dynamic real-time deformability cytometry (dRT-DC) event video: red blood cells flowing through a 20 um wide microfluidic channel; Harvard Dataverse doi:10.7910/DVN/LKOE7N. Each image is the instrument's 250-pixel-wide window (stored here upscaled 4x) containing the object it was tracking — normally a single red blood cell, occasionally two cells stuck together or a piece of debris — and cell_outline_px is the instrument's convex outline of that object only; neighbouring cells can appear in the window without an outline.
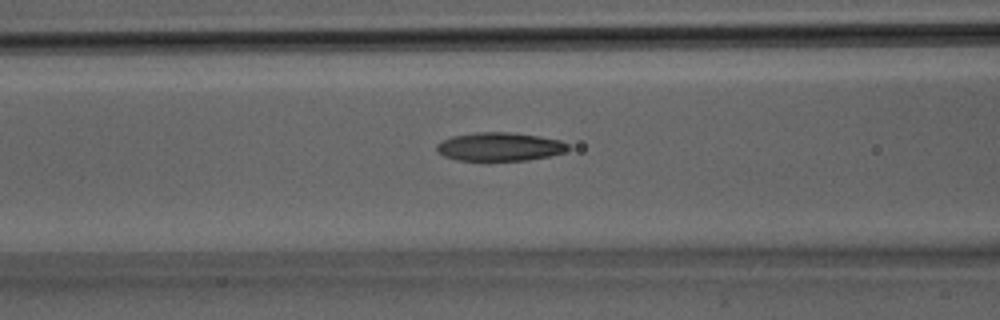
{"species": "Egyptian fruit bat (a non-hibernating species)", "species_latin": "Rousettus aegyptiacus", "temperature_condition": "room temperature", "stored_images_in_passage": 21, "camera_frame_rate_fps": 3000, "um_per_image_px": 0.085, "animal": {"sex": "male"}, "frame": {"image": 1, "passage_image": 6, "time_ms": 1.667, "image_size_px": [1000, 320], "cell_outline_px": [[572, 148], [564, 152], [548, 156], [528, 160], [488, 164], [484, 164], [456, 160], [444, 156], [436, 148], [436, 144], [452, 136], [476, 132], [516, 132], [540, 136], [560, 140], [568, 144]], "centroid_in_image_um": [42.47, 12.52], "position_along_channel_um": 124.1, "area_um2": 22.95}}
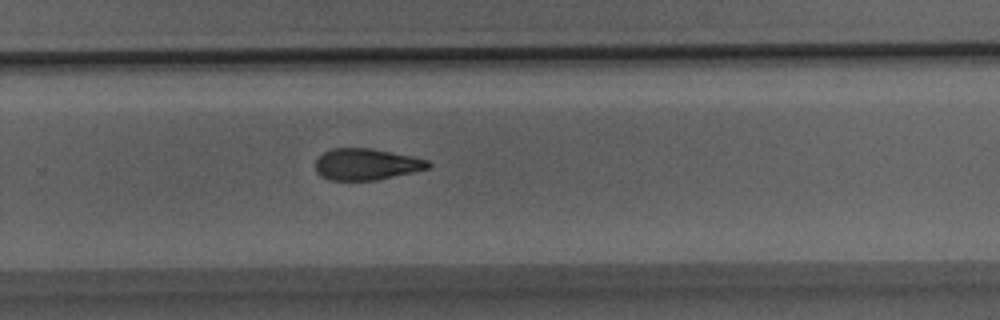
{"frame": {"image": 2, "passage_image": 14, "time_ms": 4.333, "image_size_px": [1000, 320], "cell_outline_px": [[432, 164], [428, 168], [412, 172], [376, 180], [328, 180], [320, 176], [316, 172], [316, 160], [324, 152], [332, 148], [372, 148], [412, 156], [428, 160]], "centroid_in_image_um": [31.12, 13.96], "position_along_channel_um": 298.7, "area_um2": 20.63}}
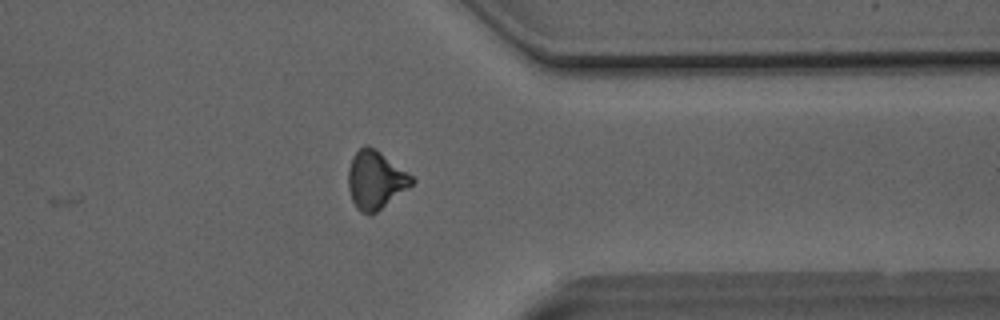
{"frame": {"image": 3, "passage_image": 18, "time_ms": 5.667, "image_size_px": [1000, 320], "cell_outline_px": [[416, 180], [412, 184], [376, 212], [360, 212], [356, 208], [352, 200], [348, 188], [348, 168], [356, 152], [364, 144], [368, 144], [376, 148], [408, 172]], "centroid_in_image_um": [31.9, 15.25], "position_along_channel_um": 379.5, "area_um2": 21.27}}